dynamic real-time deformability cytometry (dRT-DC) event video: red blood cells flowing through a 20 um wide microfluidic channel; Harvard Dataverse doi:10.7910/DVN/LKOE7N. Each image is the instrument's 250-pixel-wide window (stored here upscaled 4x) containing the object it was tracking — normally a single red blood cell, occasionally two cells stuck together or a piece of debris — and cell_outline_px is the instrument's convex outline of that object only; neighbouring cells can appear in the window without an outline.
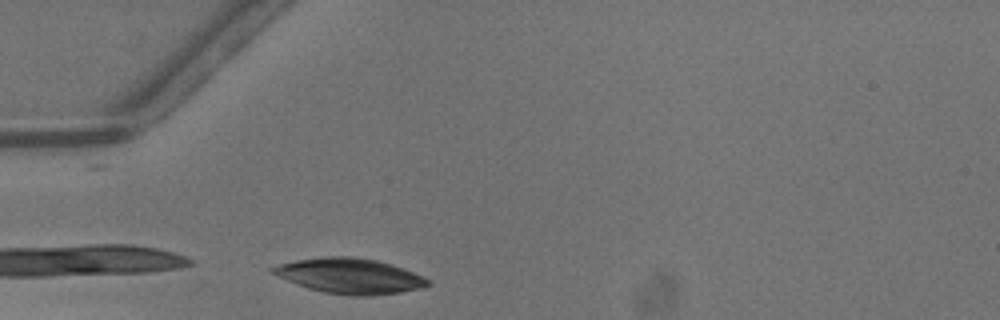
{"species": "common noctule bat (a hibernating species)", "species_latin": "Nyctalus noctula", "temperature_condition": "warm", "stored_images_in_passage": 22, "camera_frame_rate_fps": 3000, "um_per_image_px": 0.085, "animal": {"sex": "male", "body_mass_g": 13.3}, "frame": {"image": 1, "passage_image": 1, "time_ms": 0.0, "image_size_px": [1000, 320], "cell_outline_px": [[432, 284], [420, 288], [400, 292], [372, 296], [348, 296], [324, 292], [308, 288], [296, 284], [272, 272], [268, 268], [280, 264], [296, 260], [328, 256], [348, 256], [376, 260], [392, 264], [424, 276]], "centroid_in_image_um": [29.76, 23.46], "position_along_channel_um": 55.2, "area_um2": 31.73}}
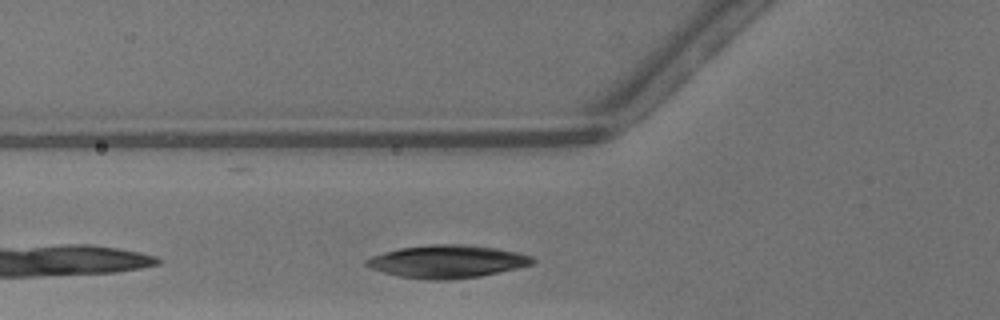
{"frame": {"image": 2, "passage_image": 4, "time_ms": 1.0, "image_size_px": [1000, 320], "cell_outline_px": [[536, 260], [532, 264], [516, 268], [480, 276], [452, 280], [432, 280], [400, 276], [384, 272], [372, 268], [364, 264], [364, 260], [372, 256], [384, 252], [400, 248], [428, 244], [468, 244], [496, 248], [516, 252], [532, 256]], "centroid_in_image_um": [38.01, 22.22], "position_along_channel_um": 87.8, "area_um2": 31.67}}
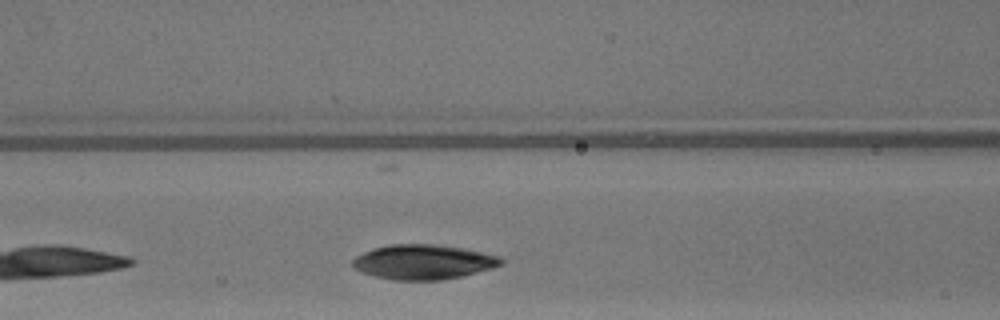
{"frame": {"image": 3, "passage_image": 7, "time_ms": 2.0, "image_size_px": [1000, 320], "cell_outline_px": [[504, 264], [492, 268], [444, 280], [392, 280], [360, 272], [352, 268], [352, 260], [356, 256], [364, 252], [376, 248], [392, 244], [432, 244], [460, 248], [500, 256], [504, 260]], "centroid_in_image_um": [35.96, 22.28], "position_along_channel_um": 130.6, "area_um2": 29.88}}